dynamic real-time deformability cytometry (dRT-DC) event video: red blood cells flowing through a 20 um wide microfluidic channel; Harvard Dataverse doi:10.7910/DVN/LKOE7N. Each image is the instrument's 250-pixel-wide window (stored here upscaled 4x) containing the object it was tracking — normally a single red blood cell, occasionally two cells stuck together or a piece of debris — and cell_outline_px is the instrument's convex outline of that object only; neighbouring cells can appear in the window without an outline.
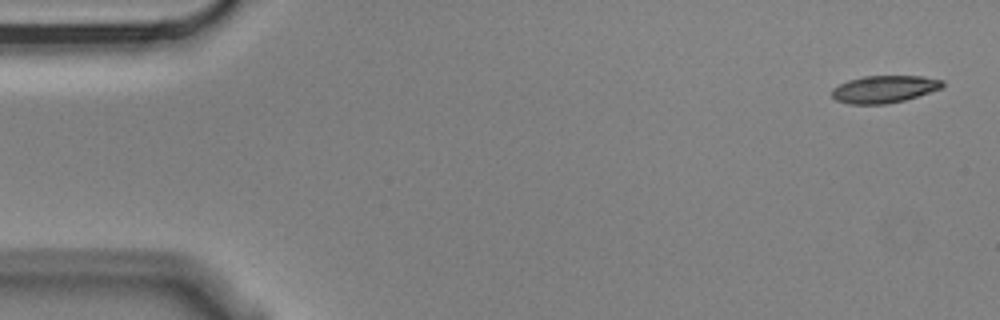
{"species": "Egyptian fruit bat (a non-hibernating species)", "species_latin": "Rousettus aegyptiacus", "temperature_condition": "cold", "stored_images_in_passage": 4, "camera_frame_rate_fps": 3000, "um_per_image_px": 0.085, "animal": {"sex": "male"}, "frame": {"image": 1, "passage_image": 1, "time_ms": 0.0, "image_size_px": [1000, 320], "cell_outline_px": [[944, 88], [904, 100], [884, 104], [848, 104], [836, 100], [832, 96], [832, 88], [848, 80], [864, 76], [920, 76], [944, 80]], "centroid_in_image_um": [75.17, 7.57], "position_along_channel_um": 9.8, "area_um2": 17.63}}
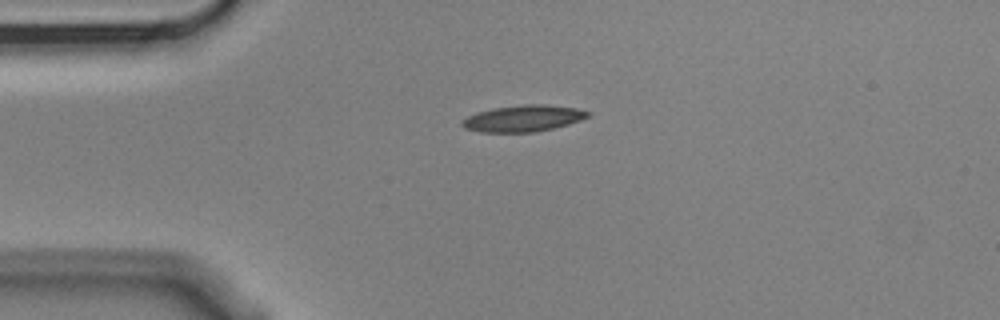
{"frame": {"image": 2, "passage_image": 4, "time_ms": 1.0, "image_size_px": [1000, 320], "cell_outline_px": [[592, 112], [588, 116], [580, 120], [568, 124], [552, 128], [532, 132], [480, 132], [464, 128], [460, 124], [460, 120], [476, 112], [492, 108], [524, 104], [540, 104], [576, 108]], "centroid_in_image_um": [44.42, 10.06], "position_along_channel_um": 40.6, "area_um2": 19.36}}